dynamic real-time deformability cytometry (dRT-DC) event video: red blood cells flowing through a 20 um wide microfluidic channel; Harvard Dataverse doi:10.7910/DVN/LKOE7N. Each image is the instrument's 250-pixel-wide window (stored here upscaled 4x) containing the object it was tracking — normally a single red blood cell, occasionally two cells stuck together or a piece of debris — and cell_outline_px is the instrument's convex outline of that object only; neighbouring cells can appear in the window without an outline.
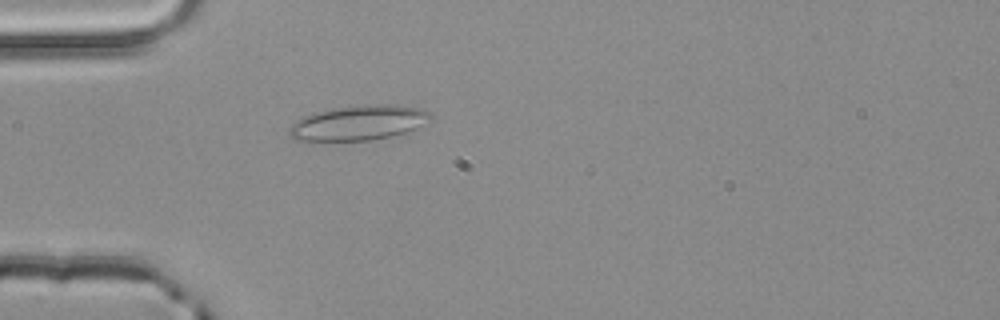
{"species": "common noctule bat (a hibernating species)", "species_latin": "Nyctalus noctula", "temperature_condition": "room temperature", "stored_images_in_passage": 4, "camera_frame_rate_fps": 3000, "um_per_image_px": 0.085, "animal": {"sex": "male", "body_mass_g": 20.4}, "frame": {"image": 1, "passage_image": 4, "time_ms": 1.0, "image_size_px": [1000, 320], "cell_outline_px": [[432, 120], [408, 132], [392, 136], [372, 140], [296, 140], [288, 132], [288, 128], [296, 120], [312, 112], [332, 108], [364, 104], [400, 104], [420, 108], [432, 112]], "centroid_in_image_um": [30.54, 10.41], "position_along_channel_um": 54.5, "area_um2": 29.13}}